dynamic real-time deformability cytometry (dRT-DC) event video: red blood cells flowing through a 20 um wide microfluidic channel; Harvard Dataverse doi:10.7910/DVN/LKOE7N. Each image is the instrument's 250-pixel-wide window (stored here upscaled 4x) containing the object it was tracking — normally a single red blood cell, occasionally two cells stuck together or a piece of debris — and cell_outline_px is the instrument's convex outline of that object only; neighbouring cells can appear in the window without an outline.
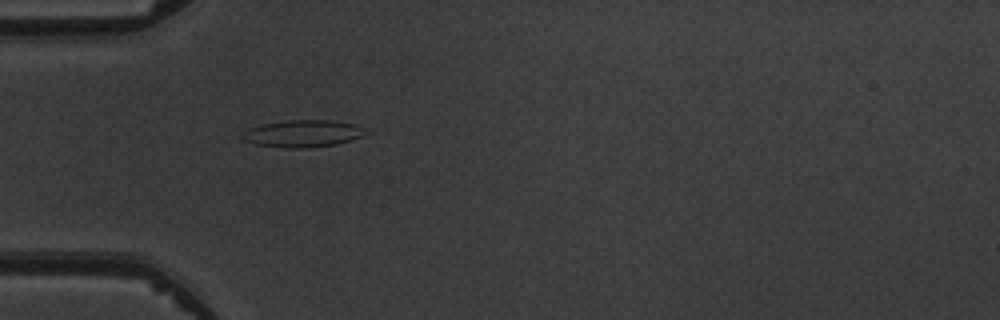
{"species": "common noctule bat (a hibernating species)", "species_latin": "Nyctalus noctula", "temperature_condition": "warm", "stored_images_in_passage": 2, "camera_frame_rate_fps": 3000, "um_per_image_px": 0.085, "animal": {"sex": "male", "body_mass_g": 19.5, "forearm_length_mm": 54.6}, "frame": {"image": 1, "passage_image": 2, "time_ms": 1.333, "image_size_px": [1000, 320], "cell_outline_px": [[360, 136], [336, 144], [304, 148], [284, 148], [256, 144], [244, 140], [240, 136], [248, 128], [260, 124], [288, 120], [332, 120], [352, 124], [360, 128]], "centroid_in_image_um": [25.59, 11.35], "position_along_channel_um": 59.4, "area_um2": 18.96}}